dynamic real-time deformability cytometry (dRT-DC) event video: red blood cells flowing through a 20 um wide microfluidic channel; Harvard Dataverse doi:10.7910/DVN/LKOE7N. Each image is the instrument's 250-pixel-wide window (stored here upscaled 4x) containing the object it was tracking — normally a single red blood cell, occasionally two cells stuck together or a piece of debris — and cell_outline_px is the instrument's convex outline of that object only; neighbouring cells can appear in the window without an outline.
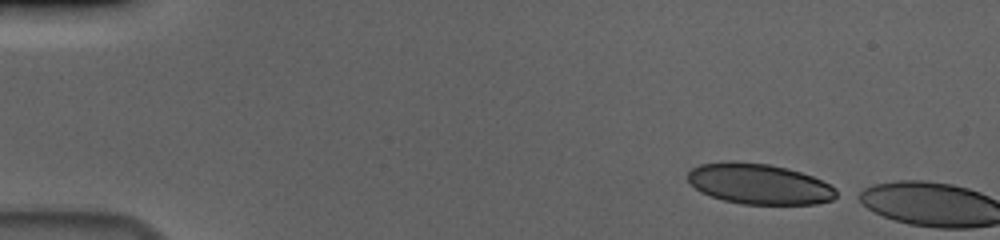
{"species": "human", "species_latin": "Homo sapiens", "temperature_condition": "cold", "stored_images_in_passage": 3, "camera_frame_rate_fps": 3000, "um_per_image_px": 0.085, "donor": {"sex": "male"}, "frame": {"image": 1, "passage_image": 1, "time_ms": 0.0, "image_size_px": [1000, 240], "cell_outline_px": [[840, 196], [832, 200], [816, 204], [744, 204], [724, 200], [700, 192], [688, 180], [688, 172], [692, 168], [700, 164], [728, 160], [768, 164], [788, 168], [812, 176], [836, 188]], "centroid_in_image_um": [64.54, 15.63], "position_along_channel_um": 20.5, "area_um2": 35.2}}